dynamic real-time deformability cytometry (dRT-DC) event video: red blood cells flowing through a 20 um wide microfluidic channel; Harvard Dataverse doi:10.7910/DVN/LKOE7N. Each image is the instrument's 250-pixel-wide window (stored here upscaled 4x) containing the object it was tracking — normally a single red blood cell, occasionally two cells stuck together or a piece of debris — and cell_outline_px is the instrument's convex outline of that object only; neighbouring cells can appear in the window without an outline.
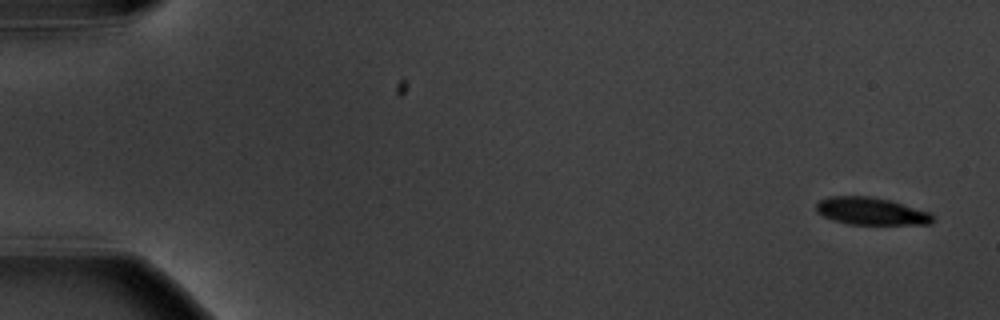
{"species": "common noctule bat (a hibernating species)", "species_latin": "Nyctalus noctula", "temperature_condition": "warm", "stored_images_in_passage": 11, "camera_frame_rate_fps": 3000, "um_per_image_px": 0.085, "animal": {"sex": "male", "body_mass_g": 20.1, "forearm_length_mm": 53.5}, "frame": {"image": 1, "passage_image": 1, "time_ms": 0.0, "image_size_px": [1000, 320], "cell_outline_px": [[936, 220], [932, 224], [848, 224], [824, 216], [816, 212], [816, 204], [820, 200], [828, 196], [868, 196], [892, 200], [932, 212]], "centroid_in_image_um": [74.12, 17.94], "position_along_channel_um": 10.9, "area_um2": 18.84}}
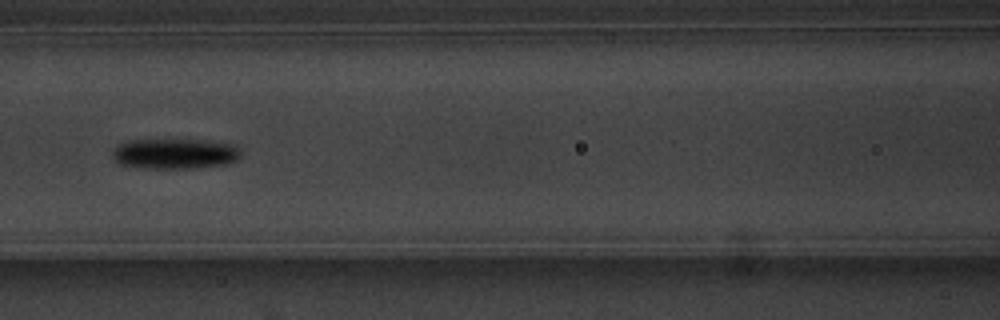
{"frame": {"image": 2, "passage_image": 7, "time_ms": 8.0, "image_size_px": [1000, 320], "cell_outline_px": [[240, 156], [236, 160], [228, 164], [188, 168], [144, 168], [120, 164], [112, 160], [112, 152], [120, 144], [128, 140], [208, 140], [236, 144], [240, 148]], "centroid_in_image_um": [14.89, 13.06], "position_along_channel_um": 151.7, "area_um2": 22.83}}
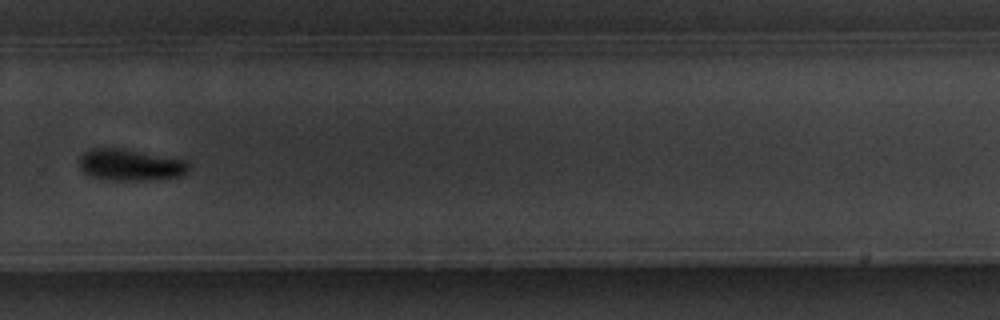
{"frame": {"image": 3, "passage_image": 11, "time_ms": 12.667, "image_size_px": [1000, 320], "cell_outline_px": [[192, 168], [188, 172], [180, 176], [144, 180], [108, 180], [88, 176], [80, 168], [80, 156], [84, 152], [92, 148], [124, 148], [188, 160], [192, 164]], "centroid_in_image_um": [11.13, 14.01], "position_along_channel_um": 318.7, "area_um2": 20.52}}